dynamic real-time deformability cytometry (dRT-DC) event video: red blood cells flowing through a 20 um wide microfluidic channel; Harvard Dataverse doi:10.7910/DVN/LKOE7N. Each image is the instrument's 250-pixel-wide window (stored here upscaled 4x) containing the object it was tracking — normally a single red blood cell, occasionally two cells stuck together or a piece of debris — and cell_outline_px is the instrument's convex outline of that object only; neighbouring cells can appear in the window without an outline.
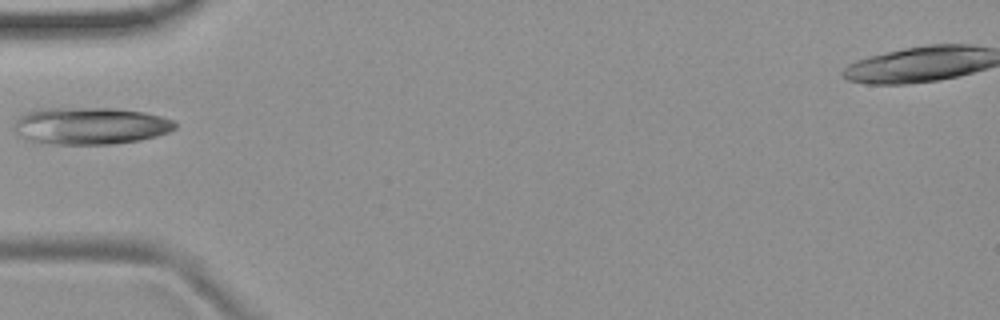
{"species": "common noctule bat (a hibernating species)", "species_latin": "Nyctalus noctula", "temperature_condition": "room temperature", "stored_images_in_passage": 4, "camera_frame_rate_fps": 3000, "um_per_image_px": 0.085, "animal": {"sex": "female", "body_mass_g": 19.9}, "frame": {"image": 1, "passage_image": 3, "time_ms": 2.333, "image_size_px": [1000, 320], "cell_outline_px": [[176, 128], [168, 132], [156, 136], [140, 140], [112, 144], [52, 144], [28, 140], [16, 132], [16, 120], [20, 116], [28, 112], [40, 108], [116, 108], [144, 112], [160, 116], [172, 120], [176, 124]], "centroid_in_image_um": [7.7, 10.69], "position_along_channel_um": 77.3, "area_um2": 34.62}}
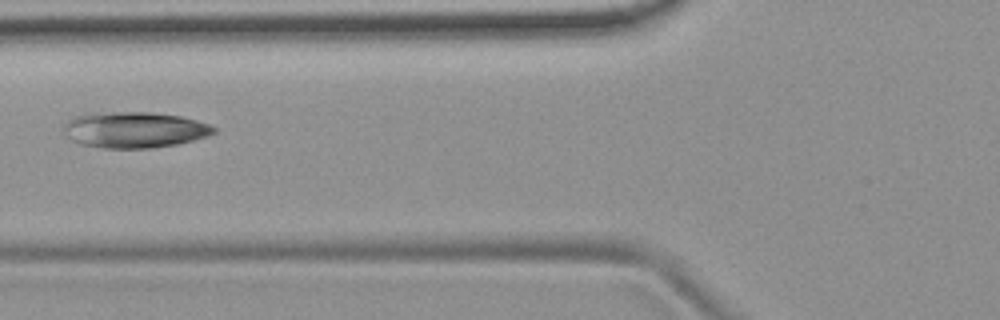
{"frame": {"image": 2, "passage_image": 4, "time_ms": 3.333, "image_size_px": [1000, 320], "cell_outline_px": [[216, 132], [208, 136], [176, 144], [152, 148], [104, 148], [80, 144], [72, 140], [64, 132], [64, 124], [68, 120], [76, 116], [92, 112], [152, 112], [180, 116], [196, 120], [208, 124], [216, 128]], "centroid_in_image_um": [11.42, 11.03], "position_along_channel_um": 114.4, "area_um2": 31.5}}